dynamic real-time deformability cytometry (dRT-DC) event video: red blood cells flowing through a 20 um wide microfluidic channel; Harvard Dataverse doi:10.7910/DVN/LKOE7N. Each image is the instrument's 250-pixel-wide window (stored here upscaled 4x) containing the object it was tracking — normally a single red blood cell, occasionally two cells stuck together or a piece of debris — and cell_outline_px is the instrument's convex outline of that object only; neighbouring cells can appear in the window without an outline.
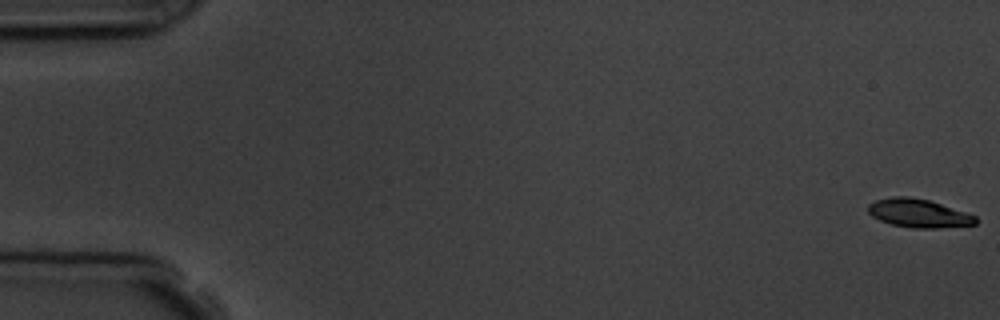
{"species": "common noctule bat (a hibernating species)", "species_latin": "Nyctalus noctula", "temperature_condition": "room temperature", "stored_images_in_passage": 9, "camera_frame_rate_fps": 3000, "um_per_image_px": 0.085, "animal": {"sex": "male", "body_mass_g": 19.5, "forearm_length_mm": 54.6}, "frame": {"image": 1, "passage_image": 1, "time_ms": 0.0, "image_size_px": [1000, 320], "cell_outline_px": [[976, 224], [936, 228], [912, 228], [892, 224], [880, 220], [872, 216], [868, 212], [868, 204], [876, 200], [892, 196], [908, 196], [928, 200], [976, 216]], "centroid_in_image_um": [78.03, 18.12], "position_along_channel_um": 7.0, "area_um2": 17.57}}
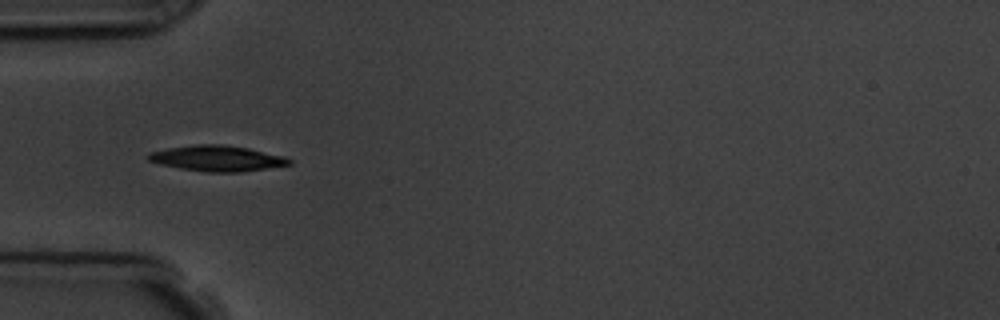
{"frame": {"image": 2, "passage_image": 6, "time_ms": 5.667, "image_size_px": [1000, 320], "cell_outline_px": [[292, 164], [240, 172], [208, 172], [180, 168], [160, 164], [148, 160], [144, 156], [148, 152], [164, 148], [196, 144], [224, 144], [248, 148], [284, 156], [292, 160]], "centroid_in_image_um": [18.4, 13.45], "position_along_channel_um": 66.6, "area_um2": 21.21}}